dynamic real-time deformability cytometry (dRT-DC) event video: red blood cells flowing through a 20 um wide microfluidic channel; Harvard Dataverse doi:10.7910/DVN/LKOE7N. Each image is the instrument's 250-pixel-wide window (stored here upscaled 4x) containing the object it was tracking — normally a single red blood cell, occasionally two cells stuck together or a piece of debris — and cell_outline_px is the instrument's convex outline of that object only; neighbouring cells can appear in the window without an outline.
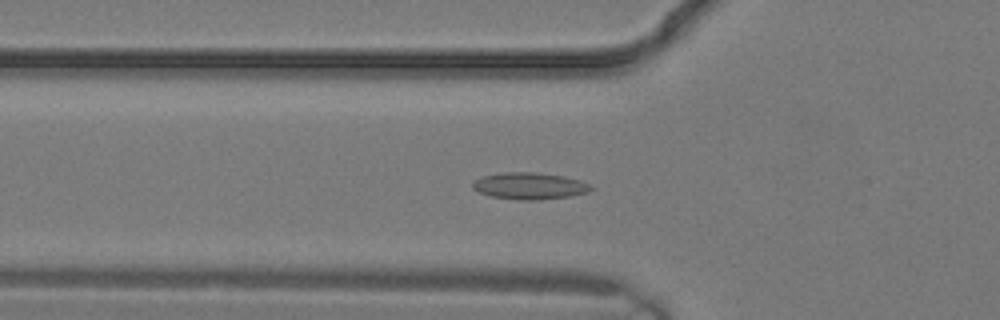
{"species": "common noctule bat (a hibernating species)", "species_latin": "Nyctalus noctula", "temperature_condition": "warm", "stored_images_in_passage": 27, "camera_frame_rate_fps": 3000, "um_per_image_px": 0.085, "animal": {"sex": "male", "body_mass_g": 19.2, "forearm_length_mm": 51.8}, "frame": {"image": 1, "passage_image": 10, "time_ms": 3.0, "image_size_px": [1000, 320], "cell_outline_px": [[592, 188], [588, 192], [568, 196], [536, 200], [520, 200], [492, 196], [480, 192], [472, 188], [472, 184], [476, 180], [484, 176], [504, 172], [536, 172], [564, 176], [580, 180], [592, 184]], "centroid_in_image_um": [45.04, 15.79], "position_along_channel_um": 80.8, "area_um2": 18.26}}
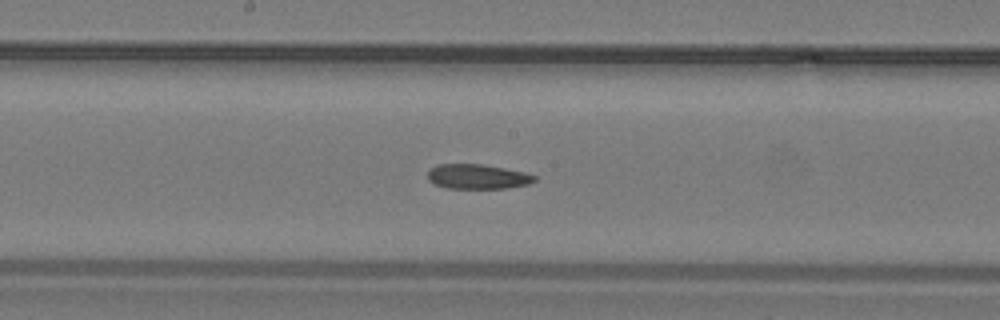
{"frame": {"image": 2, "passage_image": 15, "time_ms": 4.667, "image_size_px": [1000, 320], "cell_outline_px": [[536, 180], [528, 184], [504, 188], [448, 188], [436, 184], [428, 180], [428, 168], [436, 164], [484, 164], [524, 172], [536, 176]], "centroid_in_image_um": [40.56, 14.99], "position_along_channel_um": 207.6, "area_um2": 15.37}}
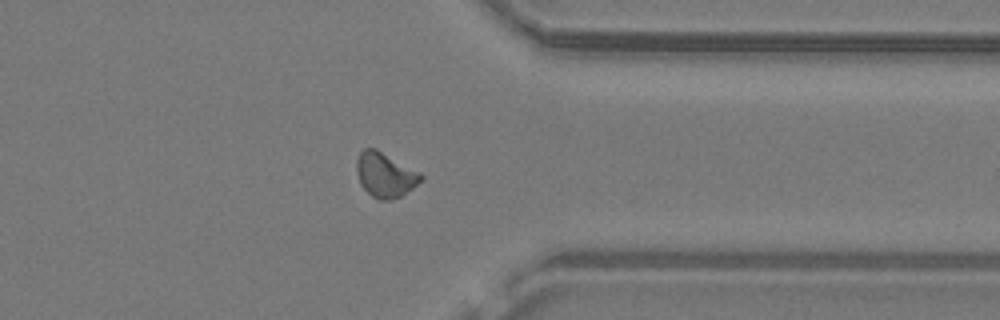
{"frame": {"image": 3, "passage_image": 22, "time_ms": 7.0, "image_size_px": [1000, 320], "cell_outline_px": [[424, 176], [412, 188], [400, 196], [388, 200], [380, 200], [372, 196], [360, 184], [356, 172], [356, 160], [360, 152], [364, 148], [376, 148], [420, 172]], "centroid_in_image_um": [32.71, 14.84], "position_along_channel_um": 378.7, "area_um2": 16.65}}